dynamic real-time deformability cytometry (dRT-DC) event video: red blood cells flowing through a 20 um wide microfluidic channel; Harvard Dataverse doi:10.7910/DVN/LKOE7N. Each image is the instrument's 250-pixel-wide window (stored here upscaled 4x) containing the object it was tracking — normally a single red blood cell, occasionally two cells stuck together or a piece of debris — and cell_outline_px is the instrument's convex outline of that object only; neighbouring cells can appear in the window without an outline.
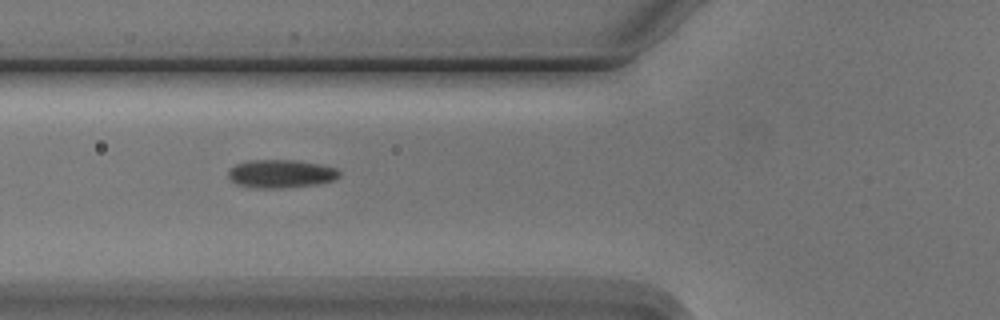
{"species": "Egyptian fruit bat (a non-hibernating species)", "species_latin": "Rousettus aegyptiacus", "temperature_condition": "cold", "stored_images_in_passage": 9, "camera_frame_rate_fps": 3000, "um_per_image_px": 0.085, "animal": {"sex": "male"}, "frame": {"image": 1, "passage_image": 6, "time_ms": 5.667, "image_size_px": [1000, 320], "cell_outline_px": [[340, 176], [336, 180], [320, 184], [280, 188], [256, 188], [236, 184], [228, 176], [228, 172], [236, 164], [248, 160], [292, 160], [316, 164], [336, 168], [340, 172]], "centroid_in_image_um": [23.89, 14.78], "position_along_channel_um": 101.9, "area_um2": 18.21}}
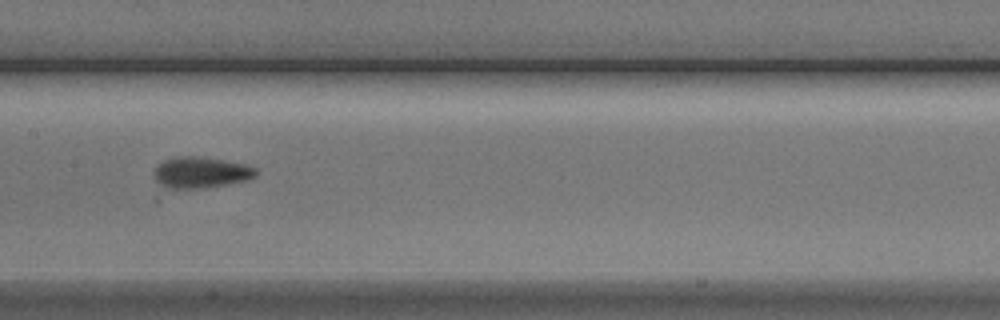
{"frame": {"image": 2, "passage_image": 8, "time_ms": 8.0, "image_size_px": [1000, 320], "cell_outline_px": [[256, 176], [248, 180], [228, 184], [204, 188], [164, 188], [156, 180], [156, 168], [164, 160], [180, 156], [192, 156], [224, 160], [244, 164], [256, 168]], "centroid_in_image_um": [17.11, 14.67], "position_along_channel_um": 190.3, "area_um2": 18.21}}
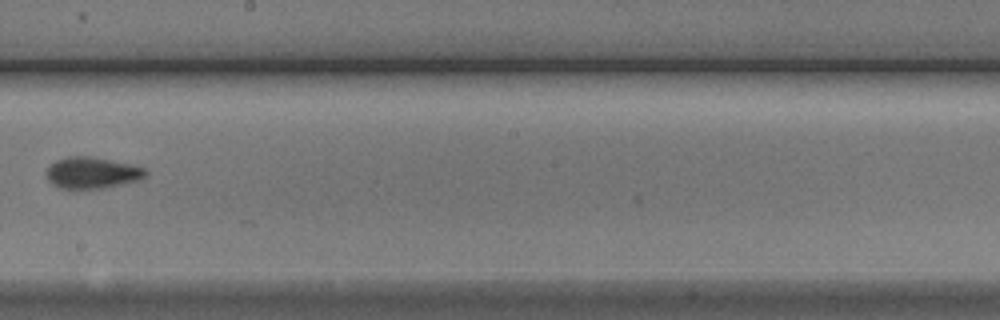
{"frame": {"image": 3, "passage_image": 9, "time_ms": 9.333, "image_size_px": [1000, 320], "cell_outline_px": [[148, 172], [140, 180], [104, 188], [60, 188], [52, 184], [48, 180], [44, 172], [56, 160], [68, 156], [88, 156], [128, 164], [144, 168]], "centroid_in_image_um": [7.79, 14.69], "position_along_channel_um": 240.4, "area_um2": 17.92}}